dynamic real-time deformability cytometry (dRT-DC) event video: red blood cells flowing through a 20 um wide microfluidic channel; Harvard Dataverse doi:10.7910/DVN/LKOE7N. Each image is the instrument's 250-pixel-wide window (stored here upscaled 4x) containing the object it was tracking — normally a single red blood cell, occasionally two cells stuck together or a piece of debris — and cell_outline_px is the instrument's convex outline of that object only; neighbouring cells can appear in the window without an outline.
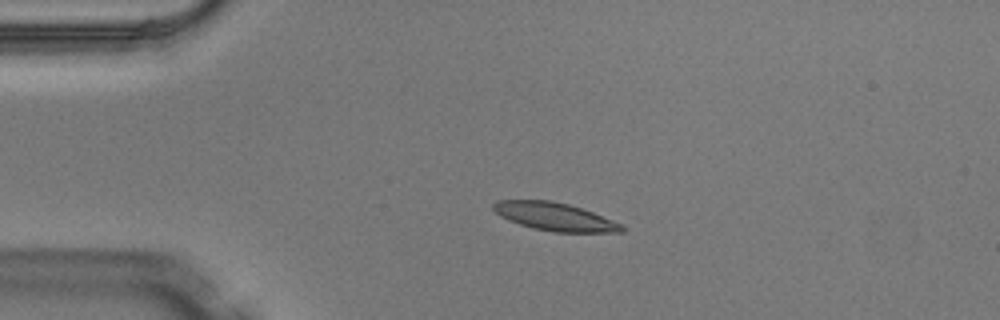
{"species": "Egyptian fruit bat (a non-hibernating species)", "species_latin": "Rousettus aegyptiacus", "temperature_condition": "warm", "stored_images_in_passage": 4, "camera_frame_rate_fps": 3000, "um_per_image_px": 0.085, "animal": {"sex": "male"}, "frame": {"image": 1, "passage_image": 3, "time_ms": 0.667, "image_size_px": [1000, 320], "cell_outline_px": [[624, 232], [556, 232], [532, 228], [508, 220], [500, 216], [492, 208], [492, 204], [496, 200], [552, 200], [568, 204], [592, 212], [624, 224]], "centroid_in_image_um": [47.15, 18.41], "position_along_channel_um": 37.8, "area_um2": 20.98}}